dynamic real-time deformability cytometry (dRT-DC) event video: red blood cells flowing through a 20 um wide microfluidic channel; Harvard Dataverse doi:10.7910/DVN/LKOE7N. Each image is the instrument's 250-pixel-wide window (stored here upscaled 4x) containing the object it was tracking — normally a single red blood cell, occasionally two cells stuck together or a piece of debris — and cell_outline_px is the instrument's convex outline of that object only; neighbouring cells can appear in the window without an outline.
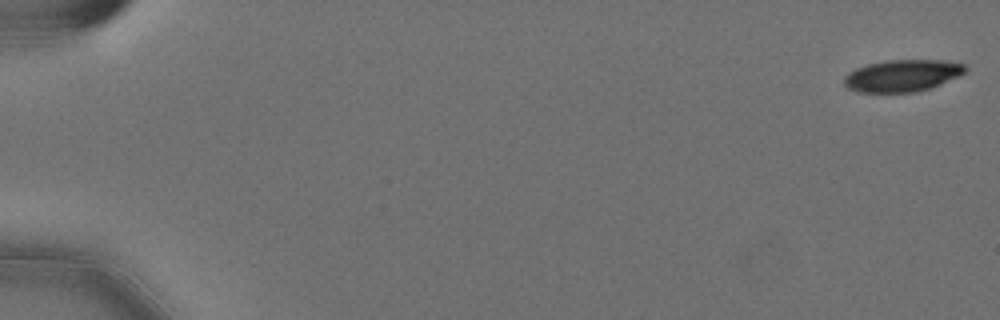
{"species": "Egyptian fruit bat (a non-hibernating species)", "species_latin": "Rousettus aegyptiacus", "temperature_condition": "cold", "stored_images_in_passage": 17, "camera_frame_rate_fps": 3000, "um_per_image_px": 0.085, "animal": {"sex": "female"}, "frame": {"image": 1, "passage_image": 1, "time_ms": 0.0, "image_size_px": [1000, 320], "cell_outline_px": [[968, 68], [964, 72], [956, 76], [928, 88], [916, 92], [856, 92], [848, 88], [844, 84], [844, 76], [848, 72], [856, 68], [868, 64], [888, 60], [944, 60], [964, 64]], "centroid_in_image_um": [76.64, 6.42], "position_along_channel_um": 8.4, "area_um2": 22.25}}
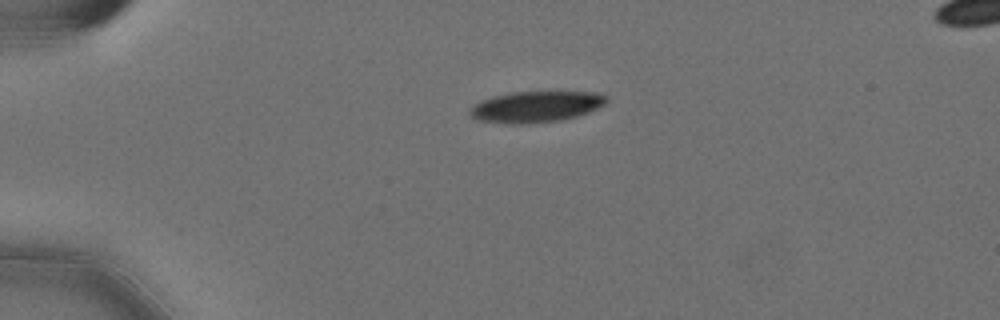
{"frame": {"image": 2, "passage_image": 14, "time_ms": 4.333, "image_size_px": [1000, 320], "cell_outline_px": [[608, 100], [604, 104], [588, 112], [576, 116], [560, 120], [528, 124], [508, 124], [476, 120], [468, 116], [468, 108], [480, 100], [492, 96], [512, 92], [600, 92], [608, 96]], "centroid_in_image_um": [45.49, 9.07], "position_along_channel_um": 39.5, "area_um2": 25.09}}